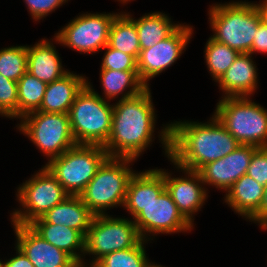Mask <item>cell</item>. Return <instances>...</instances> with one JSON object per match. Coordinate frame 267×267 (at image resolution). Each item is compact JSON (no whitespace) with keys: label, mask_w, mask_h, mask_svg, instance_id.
<instances>
[{"label":"cell","mask_w":267,"mask_h":267,"mask_svg":"<svg viewBox=\"0 0 267 267\" xmlns=\"http://www.w3.org/2000/svg\"><path fill=\"white\" fill-rule=\"evenodd\" d=\"M182 120L169 121L156 131L164 157L181 168L198 171L240 146L213 114L206 122Z\"/></svg>","instance_id":"cell-1"},{"label":"cell","mask_w":267,"mask_h":267,"mask_svg":"<svg viewBox=\"0 0 267 267\" xmlns=\"http://www.w3.org/2000/svg\"><path fill=\"white\" fill-rule=\"evenodd\" d=\"M151 88L113 103L111 132L103 148L109 157L137 160L157 138V110Z\"/></svg>","instance_id":"cell-2"},{"label":"cell","mask_w":267,"mask_h":267,"mask_svg":"<svg viewBox=\"0 0 267 267\" xmlns=\"http://www.w3.org/2000/svg\"><path fill=\"white\" fill-rule=\"evenodd\" d=\"M213 40L239 53H249L259 24L263 21L255 1L231 0L210 4L207 11Z\"/></svg>","instance_id":"cell-3"},{"label":"cell","mask_w":267,"mask_h":267,"mask_svg":"<svg viewBox=\"0 0 267 267\" xmlns=\"http://www.w3.org/2000/svg\"><path fill=\"white\" fill-rule=\"evenodd\" d=\"M136 161L132 158L108 157L80 193L82 202L95 215L110 214L108 210L123 208L129 181L136 172L132 168Z\"/></svg>","instance_id":"cell-4"},{"label":"cell","mask_w":267,"mask_h":267,"mask_svg":"<svg viewBox=\"0 0 267 267\" xmlns=\"http://www.w3.org/2000/svg\"><path fill=\"white\" fill-rule=\"evenodd\" d=\"M87 77L69 111L70 126L77 144L103 146L109 138L113 103L99 96Z\"/></svg>","instance_id":"cell-5"},{"label":"cell","mask_w":267,"mask_h":267,"mask_svg":"<svg viewBox=\"0 0 267 267\" xmlns=\"http://www.w3.org/2000/svg\"><path fill=\"white\" fill-rule=\"evenodd\" d=\"M212 113L240 143L267 147V109L251 97H226L217 100Z\"/></svg>","instance_id":"cell-6"},{"label":"cell","mask_w":267,"mask_h":267,"mask_svg":"<svg viewBox=\"0 0 267 267\" xmlns=\"http://www.w3.org/2000/svg\"><path fill=\"white\" fill-rule=\"evenodd\" d=\"M26 179L16 187L19 206L10 213L11 224L29 225L69 196L45 165Z\"/></svg>","instance_id":"cell-7"},{"label":"cell","mask_w":267,"mask_h":267,"mask_svg":"<svg viewBox=\"0 0 267 267\" xmlns=\"http://www.w3.org/2000/svg\"><path fill=\"white\" fill-rule=\"evenodd\" d=\"M16 130L35 145L47 163L77 145L69 114L34 111L18 120Z\"/></svg>","instance_id":"cell-8"},{"label":"cell","mask_w":267,"mask_h":267,"mask_svg":"<svg viewBox=\"0 0 267 267\" xmlns=\"http://www.w3.org/2000/svg\"><path fill=\"white\" fill-rule=\"evenodd\" d=\"M108 157L101 145L77 144L45 166L69 195H80Z\"/></svg>","instance_id":"cell-9"},{"label":"cell","mask_w":267,"mask_h":267,"mask_svg":"<svg viewBox=\"0 0 267 267\" xmlns=\"http://www.w3.org/2000/svg\"><path fill=\"white\" fill-rule=\"evenodd\" d=\"M142 240L130 217L95 215L85 236L84 261L94 265L100 258L114 251L135 247ZM88 256L90 259L88 260Z\"/></svg>","instance_id":"cell-10"},{"label":"cell","mask_w":267,"mask_h":267,"mask_svg":"<svg viewBox=\"0 0 267 267\" xmlns=\"http://www.w3.org/2000/svg\"><path fill=\"white\" fill-rule=\"evenodd\" d=\"M111 12L79 13L55 33L59 45L80 54H99L108 44L110 26L119 13Z\"/></svg>","instance_id":"cell-11"},{"label":"cell","mask_w":267,"mask_h":267,"mask_svg":"<svg viewBox=\"0 0 267 267\" xmlns=\"http://www.w3.org/2000/svg\"><path fill=\"white\" fill-rule=\"evenodd\" d=\"M193 25L182 23L169 37L149 49L140 51L137 59L138 77L146 86L150 81L170 68L186 51L194 38Z\"/></svg>","instance_id":"cell-12"},{"label":"cell","mask_w":267,"mask_h":267,"mask_svg":"<svg viewBox=\"0 0 267 267\" xmlns=\"http://www.w3.org/2000/svg\"><path fill=\"white\" fill-rule=\"evenodd\" d=\"M142 239L154 242L159 234L191 233L193 226L179 211L165 189L133 219Z\"/></svg>","instance_id":"cell-13"},{"label":"cell","mask_w":267,"mask_h":267,"mask_svg":"<svg viewBox=\"0 0 267 267\" xmlns=\"http://www.w3.org/2000/svg\"><path fill=\"white\" fill-rule=\"evenodd\" d=\"M168 161H170V164L179 173L175 172V170L173 172L164 168L166 190L171 195L172 200L182 215L195 226V215L204 208L203 206L209 198V193L197 171L181 168L169 158ZM175 173L179 175H175Z\"/></svg>","instance_id":"cell-14"},{"label":"cell","mask_w":267,"mask_h":267,"mask_svg":"<svg viewBox=\"0 0 267 267\" xmlns=\"http://www.w3.org/2000/svg\"><path fill=\"white\" fill-rule=\"evenodd\" d=\"M256 149L257 147L252 145H240L223 158L202 166L197 172L208 193L210 192L208 187L226 193L240 177L246 174Z\"/></svg>","instance_id":"cell-15"},{"label":"cell","mask_w":267,"mask_h":267,"mask_svg":"<svg viewBox=\"0 0 267 267\" xmlns=\"http://www.w3.org/2000/svg\"><path fill=\"white\" fill-rule=\"evenodd\" d=\"M16 245L34 267H69L75 260L65 251L43 239L29 225L11 224Z\"/></svg>","instance_id":"cell-16"},{"label":"cell","mask_w":267,"mask_h":267,"mask_svg":"<svg viewBox=\"0 0 267 267\" xmlns=\"http://www.w3.org/2000/svg\"><path fill=\"white\" fill-rule=\"evenodd\" d=\"M253 55L240 53L216 82L221 97H253L259 89L258 68Z\"/></svg>","instance_id":"cell-17"},{"label":"cell","mask_w":267,"mask_h":267,"mask_svg":"<svg viewBox=\"0 0 267 267\" xmlns=\"http://www.w3.org/2000/svg\"><path fill=\"white\" fill-rule=\"evenodd\" d=\"M165 189L164 169L154 167L137 170L129 181L123 210L133 220L143 211V207L156 200Z\"/></svg>","instance_id":"cell-18"},{"label":"cell","mask_w":267,"mask_h":267,"mask_svg":"<svg viewBox=\"0 0 267 267\" xmlns=\"http://www.w3.org/2000/svg\"><path fill=\"white\" fill-rule=\"evenodd\" d=\"M52 37L40 38L34 45H27V72L46 84L62 78L70 71L65 68V64H62V59L56 50V45L60 44L59 39L55 35Z\"/></svg>","instance_id":"cell-19"},{"label":"cell","mask_w":267,"mask_h":267,"mask_svg":"<svg viewBox=\"0 0 267 267\" xmlns=\"http://www.w3.org/2000/svg\"><path fill=\"white\" fill-rule=\"evenodd\" d=\"M87 84L84 74L69 71L62 78L47 84L38 111L69 114L76 95Z\"/></svg>","instance_id":"cell-20"},{"label":"cell","mask_w":267,"mask_h":267,"mask_svg":"<svg viewBox=\"0 0 267 267\" xmlns=\"http://www.w3.org/2000/svg\"><path fill=\"white\" fill-rule=\"evenodd\" d=\"M264 188L252 177L244 174L225 193L223 204L248 221L259 209Z\"/></svg>","instance_id":"cell-21"},{"label":"cell","mask_w":267,"mask_h":267,"mask_svg":"<svg viewBox=\"0 0 267 267\" xmlns=\"http://www.w3.org/2000/svg\"><path fill=\"white\" fill-rule=\"evenodd\" d=\"M29 226L43 239L65 251L75 261L84 259L85 236L65 225L47 223L42 217L34 220Z\"/></svg>","instance_id":"cell-22"},{"label":"cell","mask_w":267,"mask_h":267,"mask_svg":"<svg viewBox=\"0 0 267 267\" xmlns=\"http://www.w3.org/2000/svg\"><path fill=\"white\" fill-rule=\"evenodd\" d=\"M94 216L95 214L82 202L79 195H69L42 218L47 223L65 225L86 236Z\"/></svg>","instance_id":"cell-23"},{"label":"cell","mask_w":267,"mask_h":267,"mask_svg":"<svg viewBox=\"0 0 267 267\" xmlns=\"http://www.w3.org/2000/svg\"><path fill=\"white\" fill-rule=\"evenodd\" d=\"M124 12L135 22L141 50L149 49L166 39L182 24V22H173L165 12L151 11L136 19L131 12L126 10Z\"/></svg>","instance_id":"cell-24"},{"label":"cell","mask_w":267,"mask_h":267,"mask_svg":"<svg viewBox=\"0 0 267 267\" xmlns=\"http://www.w3.org/2000/svg\"><path fill=\"white\" fill-rule=\"evenodd\" d=\"M100 97L107 101H119L142 92L146 86L140 81L138 71L100 69Z\"/></svg>","instance_id":"cell-25"},{"label":"cell","mask_w":267,"mask_h":267,"mask_svg":"<svg viewBox=\"0 0 267 267\" xmlns=\"http://www.w3.org/2000/svg\"><path fill=\"white\" fill-rule=\"evenodd\" d=\"M138 38L135 22L123 10L119 11L110 26L108 45L137 60L141 51Z\"/></svg>","instance_id":"cell-26"},{"label":"cell","mask_w":267,"mask_h":267,"mask_svg":"<svg viewBox=\"0 0 267 267\" xmlns=\"http://www.w3.org/2000/svg\"><path fill=\"white\" fill-rule=\"evenodd\" d=\"M17 121L40 109L47 84L26 72L18 81Z\"/></svg>","instance_id":"cell-27"},{"label":"cell","mask_w":267,"mask_h":267,"mask_svg":"<svg viewBox=\"0 0 267 267\" xmlns=\"http://www.w3.org/2000/svg\"><path fill=\"white\" fill-rule=\"evenodd\" d=\"M240 53L209 37L204 46V60L208 73L216 83L235 61Z\"/></svg>","instance_id":"cell-28"},{"label":"cell","mask_w":267,"mask_h":267,"mask_svg":"<svg viewBox=\"0 0 267 267\" xmlns=\"http://www.w3.org/2000/svg\"><path fill=\"white\" fill-rule=\"evenodd\" d=\"M152 243L142 239L135 247L114 251L100 258L95 267H144L149 255L146 246ZM147 244V245H146ZM148 255V256H147Z\"/></svg>","instance_id":"cell-29"},{"label":"cell","mask_w":267,"mask_h":267,"mask_svg":"<svg viewBox=\"0 0 267 267\" xmlns=\"http://www.w3.org/2000/svg\"><path fill=\"white\" fill-rule=\"evenodd\" d=\"M27 44L0 48V74L18 81L27 72Z\"/></svg>","instance_id":"cell-30"},{"label":"cell","mask_w":267,"mask_h":267,"mask_svg":"<svg viewBox=\"0 0 267 267\" xmlns=\"http://www.w3.org/2000/svg\"><path fill=\"white\" fill-rule=\"evenodd\" d=\"M18 86L0 74V117L17 120Z\"/></svg>","instance_id":"cell-31"},{"label":"cell","mask_w":267,"mask_h":267,"mask_svg":"<svg viewBox=\"0 0 267 267\" xmlns=\"http://www.w3.org/2000/svg\"><path fill=\"white\" fill-rule=\"evenodd\" d=\"M104 50V51H102ZM100 52H104L100 69L138 71L137 60L122 51L111 48L108 44Z\"/></svg>","instance_id":"cell-32"},{"label":"cell","mask_w":267,"mask_h":267,"mask_svg":"<svg viewBox=\"0 0 267 267\" xmlns=\"http://www.w3.org/2000/svg\"><path fill=\"white\" fill-rule=\"evenodd\" d=\"M70 0H23L33 22H40Z\"/></svg>","instance_id":"cell-33"},{"label":"cell","mask_w":267,"mask_h":267,"mask_svg":"<svg viewBox=\"0 0 267 267\" xmlns=\"http://www.w3.org/2000/svg\"><path fill=\"white\" fill-rule=\"evenodd\" d=\"M246 174L259 184L267 185V147L257 148L253 152Z\"/></svg>","instance_id":"cell-34"},{"label":"cell","mask_w":267,"mask_h":267,"mask_svg":"<svg viewBox=\"0 0 267 267\" xmlns=\"http://www.w3.org/2000/svg\"><path fill=\"white\" fill-rule=\"evenodd\" d=\"M266 54L267 55V24L262 21L257 29V34L254 36L252 48L249 54Z\"/></svg>","instance_id":"cell-35"},{"label":"cell","mask_w":267,"mask_h":267,"mask_svg":"<svg viewBox=\"0 0 267 267\" xmlns=\"http://www.w3.org/2000/svg\"><path fill=\"white\" fill-rule=\"evenodd\" d=\"M259 226L262 231L267 230V185L264 188V194L259 206L258 211L248 220Z\"/></svg>","instance_id":"cell-36"},{"label":"cell","mask_w":267,"mask_h":267,"mask_svg":"<svg viewBox=\"0 0 267 267\" xmlns=\"http://www.w3.org/2000/svg\"><path fill=\"white\" fill-rule=\"evenodd\" d=\"M14 246V255L9 259L4 258L3 267H34L29 258L16 245Z\"/></svg>","instance_id":"cell-37"},{"label":"cell","mask_w":267,"mask_h":267,"mask_svg":"<svg viewBox=\"0 0 267 267\" xmlns=\"http://www.w3.org/2000/svg\"><path fill=\"white\" fill-rule=\"evenodd\" d=\"M255 4L261 13L263 21L267 24V0L255 1Z\"/></svg>","instance_id":"cell-38"},{"label":"cell","mask_w":267,"mask_h":267,"mask_svg":"<svg viewBox=\"0 0 267 267\" xmlns=\"http://www.w3.org/2000/svg\"><path fill=\"white\" fill-rule=\"evenodd\" d=\"M69 267H92V264L88 263L87 261L81 260L73 262Z\"/></svg>","instance_id":"cell-39"},{"label":"cell","mask_w":267,"mask_h":267,"mask_svg":"<svg viewBox=\"0 0 267 267\" xmlns=\"http://www.w3.org/2000/svg\"><path fill=\"white\" fill-rule=\"evenodd\" d=\"M144 267H166V266H163L161 264H157L155 261L152 262L150 261L149 259L146 261Z\"/></svg>","instance_id":"cell-40"},{"label":"cell","mask_w":267,"mask_h":267,"mask_svg":"<svg viewBox=\"0 0 267 267\" xmlns=\"http://www.w3.org/2000/svg\"><path fill=\"white\" fill-rule=\"evenodd\" d=\"M117 2H119V5H127L129 2L135 1V0H116Z\"/></svg>","instance_id":"cell-41"},{"label":"cell","mask_w":267,"mask_h":267,"mask_svg":"<svg viewBox=\"0 0 267 267\" xmlns=\"http://www.w3.org/2000/svg\"><path fill=\"white\" fill-rule=\"evenodd\" d=\"M0 267H3V260L0 258Z\"/></svg>","instance_id":"cell-42"}]
</instances>
